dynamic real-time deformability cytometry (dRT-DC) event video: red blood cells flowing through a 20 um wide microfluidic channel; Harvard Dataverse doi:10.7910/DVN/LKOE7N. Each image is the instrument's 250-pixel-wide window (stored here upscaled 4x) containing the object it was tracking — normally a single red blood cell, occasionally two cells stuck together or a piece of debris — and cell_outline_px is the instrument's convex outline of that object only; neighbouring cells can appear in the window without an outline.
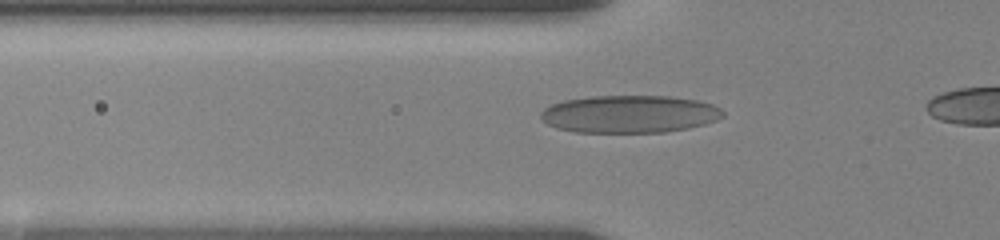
{"species": "human", "species_latin": "Homo sapiens", "temperature_condition": "room temperature", "stored_images_in_passage": 40, "camera_frame_rate_fps": 3000, "um_per_image_px": 0.085, "donor": {"sex": "female"}, "frame": {"image": 1, "passage_image": 10, "time_ms": 3.0, "image_size_px": [1000, 240], "cell_outline_px": [[724, 116], [716, 120], [704, 124], [688, 128], [664, 132], [576, 132], [556, 128], [540, 120], [540, 112], [544, 108], [552, 104], [564, 100], [592, 96], [672, 96], [696, 100], [712, 104], [720, 108], [724, 112]], "centroid_in_image_um": [53.49, 9.69], "position_along_channel_um": 72.3, "area_um2": 40.0}}
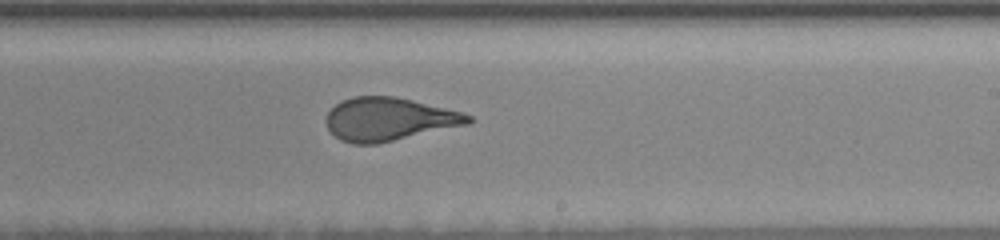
{"frame": {"image": 2, "passage_image": 25, "time_ms": 8.0, "image_size_px": [1000, 240], "cell_outline_px": [[472, 120], [468, 124], [376, 144], [352, 144], [340, 140], [328, 128], [324, 120], [328, 112], [336, 104], [352, 96], [396, 96], [464, 112], [472, 116]], "centroid_in_image_um": [33.05, 10.12], "position_along_channel_um": 256.0, "area_um2": 35.72}}
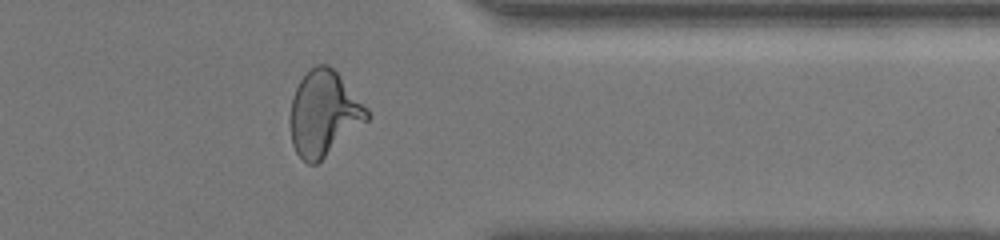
{"frame": {"image": 3, "passage_image": 36, "time_ms": 11.667, "image_size_px": [1000, 240], "cell_outline_px": [[372, 116], [368, 120], [316, 164], [308, 164], [296, 152], [292, 144], [288, 120], [292, 96], [300, 80], [316, 64], [328, 64], [340, 76], [368, 108]], "centroid_in_image_um": [27.51, 9.65], "position_along_channel_um": 383.9, "area_um2": 38.03}}